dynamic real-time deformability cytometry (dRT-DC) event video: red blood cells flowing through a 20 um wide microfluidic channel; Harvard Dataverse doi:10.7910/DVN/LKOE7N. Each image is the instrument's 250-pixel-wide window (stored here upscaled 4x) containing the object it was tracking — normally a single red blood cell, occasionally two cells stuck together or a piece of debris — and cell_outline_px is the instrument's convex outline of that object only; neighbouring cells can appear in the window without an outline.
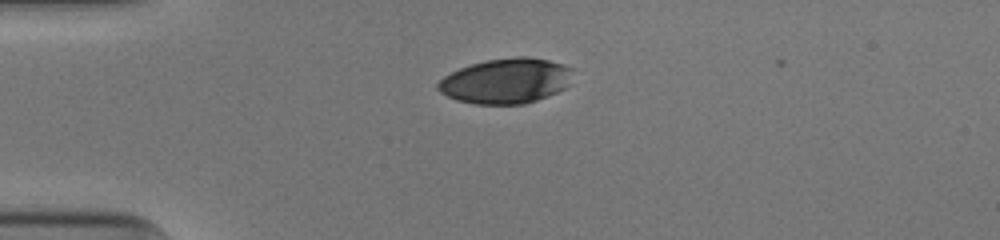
{"species": "human", "species_latin": "Homo sapiens", "temperature_condition": "cold", "stored_images_in_passage": 33, "camera_frame_rate_fps": 3000, "um_per_image_px": 0.085, "donor": {"sex": "male"}, "frame": {"image": 1, "passage_image": 1, "time_ms": 0.0, "image_size_px": [1000, 240], "cell_outline_px": [[572, 68], [568, 84], [564, 88], [548, 96], [524, 104], [476, 104], [456, 100], [440, 92], [436, 88], [436, 84], [444, 76], [460, 68], [472, 64], [488, 60], [516, 56], [528, 56], [548, 60], [564, 64]], "centroid_in_image_um": [42.99, 6.88], "position_along_channel_um": 42.0, "area_um2": 35.37}}
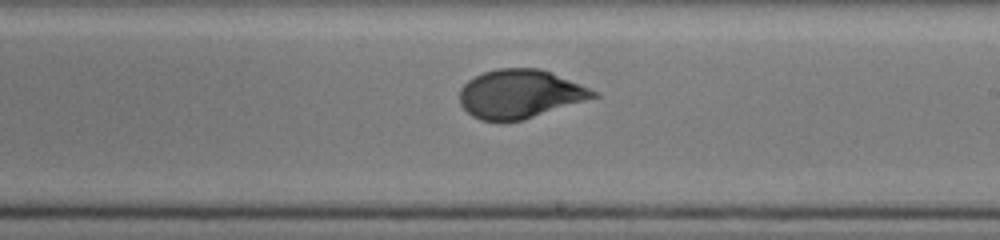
{"frame": {"image": 2, "passage_image": 19, "time_ms": 6.0, "image_size_px": [1000, 240], "cell_outline_px": [[600, 96], [524, 120], [480, 120], [472, 116], [460, 104], [460, 88], [468, 80], [484, 72], [496, 68], [540, 68], [552, 72], [588, 88], [596, 92]], "centroid_in_image_um": [44.19, 7.98], "position_along_channel_um": 244.8, "area_um2": 37.69}}
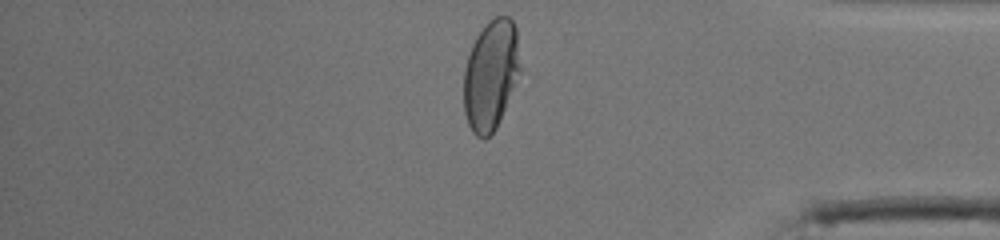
{"frame": {"image": 3, "passage_image": 32, "time_ms": 10.333, "image_size_px": [1000, 240], "cell_outline_px": [[520, 72], [496, 128], [484, 140], [476, 136], [472, 132], [468, 124], [464, 112], [464, 68], [472, 44], [476, 36], [488, 20], [496, 16], [508, 16], [512, 20], [516, 28], [520, 68]], "centroid_in_image_um": [41.7, 6.36], "position_along_channel_um": 393.5, "area_um2": 36.07}, "authors_computed_cell_mechanics": {"area_um2": 38.0324, "velocity_mm_per_s": 3.9187, "shape_relaxation_time_tau1_ms": 5.6659, "shape_relaxation_time_tau2_ms": null, "deformation_change_tau1": 0.216, "deformation_change_tau2": null}}